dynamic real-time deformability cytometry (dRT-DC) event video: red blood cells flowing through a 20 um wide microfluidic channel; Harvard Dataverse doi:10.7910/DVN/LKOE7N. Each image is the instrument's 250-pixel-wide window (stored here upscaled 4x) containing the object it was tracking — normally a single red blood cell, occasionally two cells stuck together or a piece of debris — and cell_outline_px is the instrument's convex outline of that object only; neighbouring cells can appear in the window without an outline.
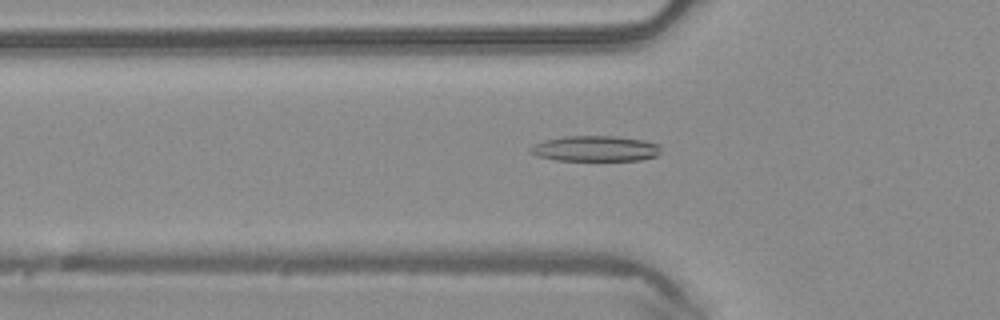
{"species": "common noctule bat (a hibernating species)", "species_latin": "Nyctalus noctula", "temperature_condition": "warm", "stored_images_in_passage": 49, "camera_frame_rate_fps": 3000, "um_per_image_px": 0.085, "animal": {"sex": "male", "body_mass_g": 20.4}, "frame": {"image": 1, "passage_image": 17, "time_ms": 5.333, "image_size_px": [1000, 320], "cell_outline_px": [[660, 152], [656, 156], [640, 160], [556, 160], [536, 156], [528, 152], [528, 148], [544, 140], [564, 136], [616, 136], [644, 140], [660, 144]], "centroid_in_image_um": [50.59, 12.63], "position_along_channel_um": 75.2, "area_um2": 19.54}}
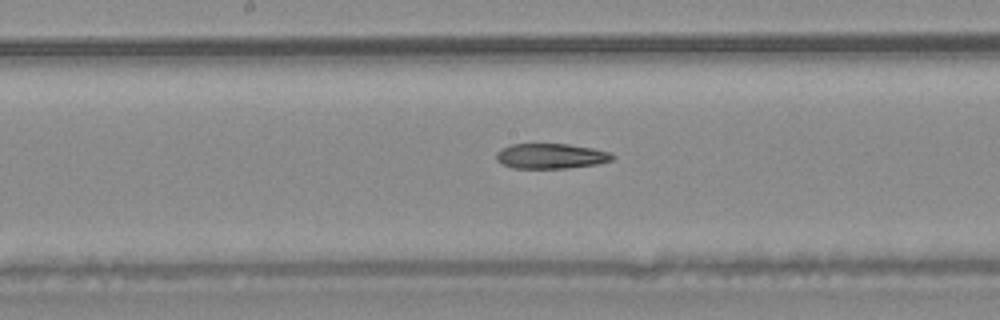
{"frame": {"image": 2, "passage_image": 26, "time_ms": 8.333, "image_size_px": [1000, 320], "cell_outline_px": [[616, 156], [612, 160], [596, 164], [568, 168], [512, 168], [496, 160], [496, 152], [512, 144], [568, 144], [592, 148], [608, 152]], "centroid_in_image_um": [46.83, 13.27], "position_along_channel_um": 201.4, "area_um2": 16.88}}
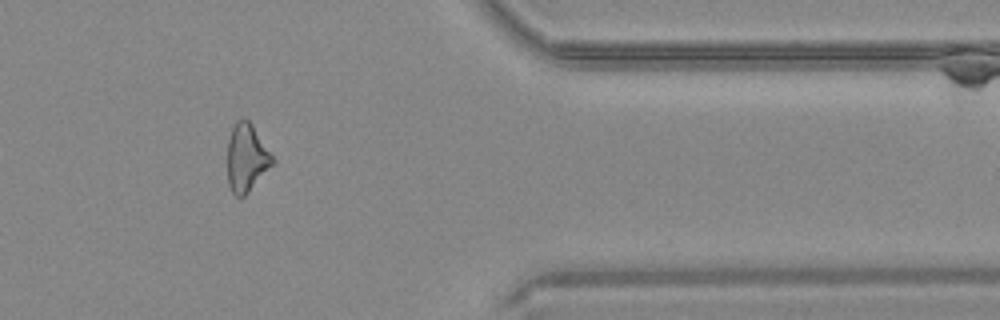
{"frame": {"image": 3, "passage_image": 41, "time_ms": 13.333, "image_size_px": [1000, 320], "cell_outline_px": [[276, 164], [244, 196], [236, 196], [232, 192], [228, 184], [228, 140], [232, 128], [236, 120], [244, 116], [252, 124], [276, 160]], "centroid_in_image_um": [20.99, 13.4], "position_along_channel_um": 390.4, "area_um2": 18.15}}